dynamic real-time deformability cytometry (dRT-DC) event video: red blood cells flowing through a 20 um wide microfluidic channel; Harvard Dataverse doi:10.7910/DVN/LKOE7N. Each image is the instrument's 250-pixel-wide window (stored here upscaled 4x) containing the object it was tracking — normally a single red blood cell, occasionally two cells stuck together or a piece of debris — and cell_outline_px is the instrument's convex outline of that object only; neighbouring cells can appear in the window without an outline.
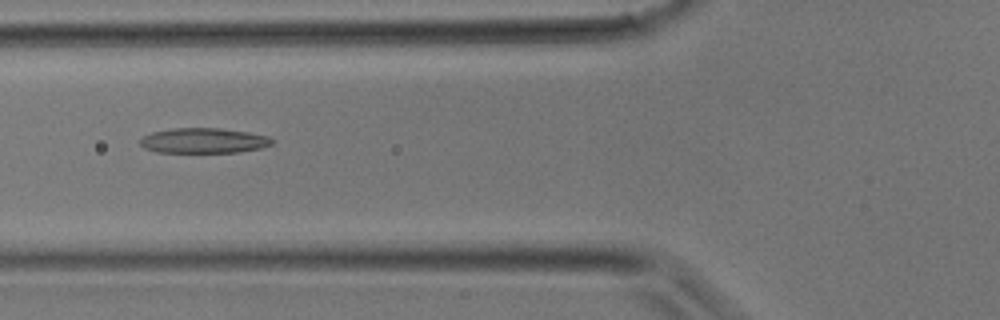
{"species": "common noctule bat (a hibernating species)", "species_latin": "Nyctalus noctula", "temperature_condition": "room temperature", "stored_images_in_passage": 25, "camera_frame_rate_fps": 3000, "um_per_image_px": 0.085, "animal": {"sex": "male", "body_mass_g": 17.9}, "frame": {"image": 1, "passage_image": 4, "time_ms": 1.0, "image_size_px": [1000, 320], "cell_outline_px": [[276, 140], [272, 144], [260, 148], [240, 152], [156, 152], [144, 148], [140, 144], [140, 140], [144, 136], [152, 132], [172, 128], [220, 128], [248, 132], [268, 136]], "centroid_in_image_um": [17.33, 11.95], "position_along_channel_um": 108.5, "area_um2": 19.36}}
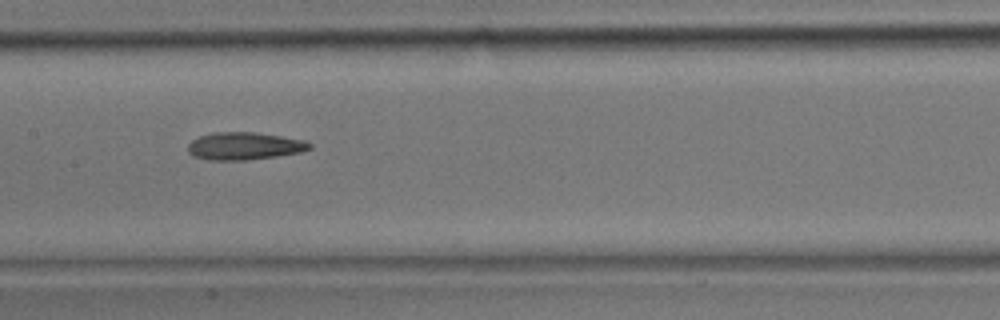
{"frame": {"image": 2, "passage_image": 8, "time_ms": 2.333, "image_size_px": [1000, 320], "cell_outline_px": [[312, 148], [300, 152], [276, 156], [248, 160], [208, 160], [192, 156], [188, 152], [188, 144], [192, 140], [200, 136], [212, 132], [256, 132], [304, 140], [312, 144]], "centroid_in_image_um": [20.75, 12.41], "position_along_channel_um": 186.7, "area_um2": 19.59}}
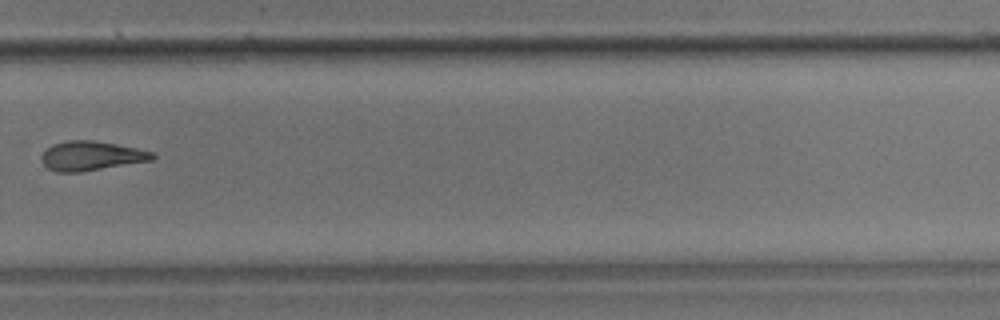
{"frame": {"image": 3, "passage_image": 15, "time_ms": 4.667, "image_size_px": [1000, 320], "cell_outline_px": [[156, 156], [152, 160], [80, 172], [56, 172], [48, 168], [40, 160], [40, 156], [52, 144], [68, 140], [92, 140], [116, 144], [136, 148], [152, 152]], "centroid_in_image_um": [7.72, 13.25], "position_along_channel_um": 322.1, "area_um2": 18.84}}